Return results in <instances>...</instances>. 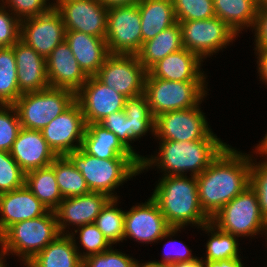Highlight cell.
<instances>
[{"label":"cell","instance_id":"1","mask_svg":"<svg viewBox=\"0 0 267 267\" xmlns=\"http://www.w3.org/2000/svg\"><path fill=\"white\" fill-rule=\"evenodd\" d=\"M235 149L228 144L196 176L200 205L210 218L250 185L251 155Z\"/></svg>","mask_w":267,"mask_h":267},{"label":"cell","instance_id":"2","mask_svg":"<svg viewBox=\"0 0 267 267\" xmlns=\"http://www.w3.org/2000/svg\"><path fill=\"white\" fill-rule=\"evenodd\" d=\"M228 144L221 139H203L190 142L180 141H159V151L144 157L140 162V173L151 167H157L163 176L181 175L189 176L200 175L221 153ZM187 172V173H186Z\"/></svg>","mask_w":267,"mask_h":267},{"label":"cell","instance_id":"3","mask_svg":"<svg viewBox=\"0 0 267 267\" xmlns=\"http://www.w3.org/2000/svg\"><path fill=\"white\" fill-rule=\"evenodd\" d=\"M188 177L163 176L151 195L172 228L194 225L199 229L211 219L200 205L196 176Z\"/></svg>","mask_w":267,"mask_h":267},{"label":"cell","instance_id":"4","mask_svg":"<svg viewBox=\"0 0 267 267\" xmlns=\"http://www.w3.org/2000/svg\"><path fill=\"white\" fill-rule=\"evenodd\" d=\"M66 156L81 172L91 192L106 194L111 199L119 198L114 194L119 186L140 174L138 159H99L88 155L81 148Z\"/></svg>","mask_w":267,"mask_h":267},{"label":"cell","instance_id":"5","mask_svg":"<svg viewBox=\"0 0 267 267\" xmlns=\"http://www.w3.org/2000/svg\"><path fill=\"white\" fill-rule=\"evenodd\" d=\"M60 234L55 211H49L40 217L8 227L0 235V250L7 256L12 254L21 257L20 261L25 266Z\"/></svg>","mask_w":267,"mask_h":267},{"label":"cell","instance_id":"6","mask_svg":"<svg viewBox=\"0 0 267 267\" xmlns=\"http://www.w3.org/2000/svg\"><path fill=\"white\" fill-rule=\"evenodd\" d=\"M210 222L237 237L267 236V221L261 214L257 193L250 185L211 217Z\"/></svg>","mask_w":267,"mask_h":267},{"label":"cell","instance_id":"7","mask_svg":"<svg viewBox=\"0 0 267 267\" xmlns=\"http://www.w3.org/2000/svg\"><path fill=\"white\" fill-rule=\"evenodd\" d=\"M206 83V81H169L153 78L147 72L144 94L155 118L162 113L185 110L201 104L207 96Z\"/></svg>","mask_w":267,"mask_h":267},{"label":"cell","instance_id":"8","mask_svg":"<svg viewBox=\"0 0 267 267\" xmlns=\"http://www.w3.org/2000/svg\"><path fill=\"white\" fill-rule=\"evenodd\" d=\"M75 101L74 92L49 86L41 91L23 93L13 105L22 128L42 130Z\"/></svg>","mask_w":267,"mask_h":267},{"label":"cell","instance_id":"9","mask_svg":"<svg viewBox=\"0 0 267 267\" xmlns=\"http://www.w3.org/2000/svg\"><path fill=\"white\" fill-rule=\"evenodd\" d=\"M198 106L162 113L155 117L154 137L158 140L190 142L220 139L209 128L205 113Z\"/></svg>","mask_w":267,"mask_h":267},{"label":"cell","instance_id":"10","mask_svg":"<svg viewBox=\"0 0 267 267\" xmlns=\"http://www.w3.org/2000/svg\"><path fill=\"white\" fill-rule=\"evenodd\" d=\"M177 22L182 30L183 47L202 60L226 48L237 38L236 32L219 17Z\"/></svg>","mask_w":267,"mask_h":267},{"label":"cell","instance_id":"11","mask_svg":"<svg viewBox=\"0 0 267 267\" xmlns=\"http://www.w3.org/2000/svg\"><path fill=\"white\" fill-rule=\"evenodd\" d=\"M105 40L110 54L136 55L139 52L142 33L137 4L108 8Z\"/></svg>","mask_w":267,"mask_h":267},{"label":"cell","instance_id":"12","mask_svg":"<svg viewBox=\"0 0 267 267\" xmlns=\"http://www.w3.org/2000/svg\"><path fill=\"white\" fill-rule=\"evenodd\" d=\"M183 228L168 225L157 202L150 197L147 202L136 204L125 211L124 240L132 238L139 243L151 244L172 238Z\"/></svg>","mask_w":267,"mask_h":267},{"label":"cell","instance_id":"13","mask_svg":"<svg viewBox=\"0 0 267 267\" xmlns=\"http://www.w3.org/2000/svg\"><path fill=\"white\" fill-rule=\"evenodd\" d=\"M147 70L136 55L110 54L95 77L126 98L144 93Z\"/></svg>","mask_w":267,"mask_h":267},{"label":"cell","instance_id":"14","mask_svg":"<svg viewBox=\"0 0 267 267\" xmlns=\"http://www.w3.org/2000/svg\"><path fill=\"white\" fill-rule=\"evenodd\" d=\"M86 123L80 104L75 101L42 130V135L57 156L81 148Z\"/></svg>","mask_w":267,"mask_h":267},{"label":"cell","instance_id":"15","mask_svg":"<svg viewBox=\"0 0 267 267\" xmlns=\"http://www.w3.org/2000/svg\"><path fill=\"white\" fill-rule=\"evenodd\" d=\"M65 32L61 14L52 7L42 15L22 20L20 39L47 58L65 40Z\"/></svg>","mask_w":267,"mask_h":267},{"label":"cell","instance_id":"16","mask_svg":"<svg viewBox=\"0 0 267 267\" xmlns=\"http://www.w3.org/2000/svg\"><path fill=\"white\" fill-rule=\"evenodd\" d=\"M55 9L61 14L66 31L105 38L108 9L99 0L66 1Z\"/></svg>","mask_w":267,"mask_h":267},{"label":"cell","instance_id":"17","mask_svg":"<svg viewBox=\"0 0 267 267\" xmlns=\"http://www.w3.org/2000/svg\"><path fill=\"white\" fill-rule=\"evenodd\" d=\"M126 97L115 92L95 76H89L76 93L86 124L99 123L111 113L124 110Z\"/></svg>","mask_w":267,"mask_h":267},{"label":"cell","instance_id":"18","mask_svg":"<svg viewBox=\"0 0 267 267\" xmlns=\"http://www.w3.org/2000/svg\"><path fill=\"white\" fill-rule=\"evenodd\" d=\"M110 199L106 194L97 192L63 198L55 210L60 233L70 234L69 230H67L70 225L78 228L94 223L101 209Z\"/></svg>","mask_w":267,"mask_h":267},{"label":"cell","instance_id":"19","mask_svg":"<svg viewBox=\"0 0 267 267\" xmlns=\"http://www.w3.org/2000/svg\"><path fill=\"white\" fill-rule=\"evenodd\" d=\"M46 65L50 87L68 89L76 94L88 79L65 40L46 58Z\"/></svg>","mask_w":267,"mask_h":267},{"label":"cell","instance_id":"20","mask_svg":"<svg viewBox=\"0 0 267 267\" xmlns=\"http://www.w3.org/2000/svg\"><path fill=\"white\" fill-rule=\"evenodd\" d=\"M49 209L26 187L0 194V235L14 223L45 215Z\"/></svg>","mask_w":267,"mask_h":267},{"label":"cell","instance_id":"21","mask_svg":"<svg viewBox=\"0 0 267 267\" xmlns=\"http://www.w3.org/2000/svg\"><path fill=\"white\" fill-rule=\"evenodd\" d=\"M10 154L25 173L47 167L57 157L44 139L41 130L25 128L19 131Z\"/></svg>","mask_w":267,"mask_h":267},{"label":"cell","instance_id":"22","mask_svg":"<svg viewBox=\"0 0 267 267\" xmlns=\"http://www.w3.org/2000/svg\"><path fill=\"white\" fill-rule=\"evenodd\" d=\"M21 94L49 87L46 58L19 39L13 46Z\"/></svg>","mask_w":267,"mask_h":267},{"label":"cell","instance_id":"23","mask_svg":"<svg viewBox=\"0 0 267 267\" xmlns=\"http://www.w3.org/2000/svg\"><path fill=\"white\" fill-rule=\"evenodd\" d=\"M202 62L197 54L183 48L167 55L147 72L153 78L169 81H206L207 76L201 70Z\"/></svg>","mask_w":267,"mask_h":267},{"label":"cell","instance_id":"24","mask_svg":"<svg viewBox=\"0 0 267 267\" xmlns=\"http://www.w3.org/2000/svg\"><path fill=\"white\" fill-rule=\"evenodd\" d=\"M65 41L70 46L80 68L89 76H95L110 55L105 38L79 31H66Z\"/></svg>","mask_w":267,"mask_h":267},{"label":"cell","instance_id":"25","mask_svg":"<svg viewBox=\"0 0 267 267\" xmlns=\"http://www.w3.org/2000/svg\"><path fill=\"white\" fill-rule=\"evenodd\" d=\"M81 149L99 159H137L113 132L99 123L86 124Z\"/></svg>","mask_w":267,"mask_h":267},{"label":"cell","instance_id":"26","mask_svg":"<svg viewBox=\"0 0 267 267\" xmlns=\"http://www.w3.org/2000/svg\"><path fill=\"white\" fill-rule=\"evenodd\" d=\"M142 43L177 23L172 0H139Z\"/></svg>","mask_w":267,"mask_h":267},{"label":"cell","instance_id":"27","mask_svg":"<svg viewBox=\"0 0 267 267\" xmlns=\"http://www.w3.org/2000/svg\"><path fill=\"white\" fill-rule=\"evenodd\" d=\"M25 267H82V259L70 234H60Z\"/></svg>","mask_w":267,"mask_h":267},{"label":"cell","instance_id":"28","mask_svg":"<svg viewBox=\"0 0 267 267\" xmlns=\"http://www.w3.org/2000/svg\"><path fill=\"white\" fill-rule=\"evenodd\" d=\"M182 30L179 22L161 31L154 38L142 43L136 54L138 60L148 71L154 64L167 55L183 49Z\"/></svg>","mask_w":267,"mask_h":267},{"label":"cell","instance_id":"29","mask_svg":"<svg viewBox=\"0 0 267 267\" xmlns=\"http://www.w3.org/2000/svg\"><path fill=\"white\" fill-rule=\"evenodd\" d=\"M215 17H219L239 36L243 29L253 30L256 23L257 0H213Z\"/></svg>","mask_w":267,"mask_h":267},{"label":"cell","instance_id":"30","mask_svg":"<svg viewBox=\"0 0 267 267\" xmlns=\"http://www.w3.org/2000/svg\"><path fill=\"white\" fill-rule=\"evenodd\" d=\"M25 185L49 211H55L63 200L52 165L27 172Z\"/></svg>","mask_w":267,"mask_h":267},{"label":"cell","instance_id":"31","mask_svg":"<svg viewBox=\"0 0 267 267\" xmlns=\"http://www.w3.org/2000/svg\"><path fill=\"white\" fill-rule=\"evenodd\" d=\"M51 165L54 167L57 185L63 198L91 192L81 172L66 155L57 156Z\"/></svg>","mask_w":267,"mask_h":267},{"label":"cell","instance_id":"32","mask_svg":"<svg viewBox=\"0 0 267 267\" xmlns=\"http://www.w3.org/2000/svg\"><path fill=\"white\" fill-rule=\"evenodd\" d=\"M203 231L210 233L206 243V256L203 261H221L240 257L239 240L237 236L219 230L213 223L209 222L202 227Z\"/></svg>","mask_w":267,"mask_h":267},{"label":"cell","instance_id":"33","mask_svg":"<svg viewBox=\"0 0 267 267\" xmlns=\"http://www.w3.org/2000/svg\"><path fill=\"white\" fill-rule=\"evenodd\" d=\"M17 66L12 47L0 49V105H13L22 95L17 82Z\"/></svg>","mask_w":267,"mask_h":267},{"label":"cell","instance_id":"34","mask_svg":"<svg viewBox=\"0 0 267 267\" xmlns=\"http://www.w3.org/2000/svg\"><path fill=\"white\" fill-rule=\"evenodd\" d=\"M118 200L110 199L94 222L112 245L124 240L125 211L118 209Z\"/></svg>","mask_w":267,"mask_h":267},{"label":"cell","instance_id":"35","mask_svg":"<svg viewBox=\"0 0 267 267\" xmlns=\"http://www.w3.org/2000/svg\"><path fill=\"white\" fill-rule=\"evenodd\" d=\"M124 111L129 118L131 130L139 137L146 135L148 131L154 135L155 118L145 94L129 97L125 100Z\"/></svg>","mask_w":267,"mask_h":267},{"label":"cell","instance_id":"36","mask_svg":"<svg viewBox=\"0 0 267 267\" xmlns=\"http://www.w3.org/2000/svg\"><path fill=\"white\" fill-rule=\"evenodd\" d=\"M70 235L74 240L75 247L79 253L81 259H84L88 256L102 253L103 251L108 250L112 247V244L106 239L104 234L97 228L95 223L86 224L74 229V232L71 230ZM79 233V234H78ZM78 234L79 243L81 244L79 247L76 242V235ZM84 248L83 253L79 250L80 247Z\"/></svg>","mask_w":267,"mask_h":267},{"label":"cell","instance_id":"37","mask_svg":"<svg viewBox=\"0 0 267 267\" xmlns=\"http://www.w3.org/2000/svg\"><path fill=\"white\" fill-rule=\"evenodd\" d=\"M105 129L113 132L121 144L132 153L140 162L144 159V156L136 153L134 147L131 146L132 141L138 140L139 137L131 130L129 118H127L124 110L111 113L106 116L101 122H99Z\"/></svg>","mask_w":267,"mask_h":267},{"label":"cell","instance_id":"38","mask_svg":"<svg viewBox=\"0 0 267 267\" xmlns=\"http://www.w3.org/2000/svg\"><path fill=\"white\" fill-rule=\"evenodd\" d=\"M172 2L177 21L215 17L213 0H172Z\"/></svg>","mask_w":267,"mask_h":267},{"label":"cell","instance_id":"39","mask_svg":"<svg viewBox=\"0 0 267 267\" xmlns=\"http://www.w3.org/2000/svg\"><path fill=\"white\" fill-rule=\"evenodd\" d=\"M21 128L15 106L0 105V151H11Z\"/></svg>","mask_w":267,"mask_h":267},{"label":"cell","instance_id":"40","mask_svg":"<svg viewBox=\"0 0 267 267\" xmlns=\"http://www.w3.org/2000/svg\"><path fill=\"white\" fill-rule=\"evenodd\" d=\"M25 174L10 152L0 151V194L24 186Z\"/></svg>","mask_w":267,"mask_h":267},{"label":"cell","instance_id":"41","mask_svg":"<svg viewBox=\"0 0 267 267\" xmlns=\"http://www.w3.org/2000/svg\"><path fill=\"white\" fill-rule=\"evenodd\" d=\"M137 260L112 247L82 259V267H135Z\"/></svg>","mask_w":267,"mask_h":267},{"label":"cell","instance_id":"42","mask_svg":"<svg viewBox=\"0 0 267 267\" xmlns=\"http://www.w3.org/2000/svg\"><path fill=\"white\" fill-rule=\"evenodd\" d=\"M251 155L250 186L257 193L261 214L267 221V156L263 155L265 160L257 163Z\"/></svg>","mask_w":267,"mask_h":267},{"label":"cell","instance_id":"43","mask_svg":"<svg viewBox=\"0 0 267 267\" xmlns=\"http://www.w3.org/2000/svg\"><path fill=\"white\" fill-rule=\"evenodd\" d=\"M0 4L9 9L20 21L42 15L52 8L49 0H0Z\"/></svg>","mask_w":267,"mask_h":267},{"label":"cell","instance_id":"44","mask_svg":"<svg viewBox=\"0 0 267 267\" xmlns=\"http://www.w3.org/2000/svg\"><path fill=\"white\" fill-rule=\"evenodd\" d=\"M21 21L0 4V49L12 47L19 39Z\"/></svg>","mask_w":267,"mask_h":267},{"label":"cell","instance_id":"45","mask_svg":"<svg viewBox=\"0 0 267 267\" xmlns=\"http://www.w3.org/2000/svg\"><path fill=\"white\" fill-rule=\"evenodd\" d=\"M168 245L170 246V248H172L171 250H169L170 248L169 249L167 248ZM164 250L165 251L168 250V252L167 251L163 252L164 253L162 256L163 259L160 261L157 260L155 262L170 265L179 262H189L198 258L192 255L191 249H189L184 243L177 241L176 239L175 240L170 239L166 244H164Z\"/></svg>","mask_w":267,"mask_h":267},{"label":"cell","instance_id":"46","mask_svg":"<svg viewBox=\"0 0 267 267\" xmlns=\"http://www.w3.org/2000/svg\"><path fill=\"white\" fill-rule=\"evenodd\" d=\"M254 31V49H267V8H258Z\"/></svg>","mask_w":267,"mask_h":267},{"label":"cell","instance_id":"47","mask_svg":"<svg viewBox=\"0 0 267 267\" xmlns=\"http://www.w3.org/2000/svg\"><path fill=\"white\" fill-rule=\"evenodd\" d=\"M257 58V68L260 81L267 86V49H254ZM258 56V57H257Z\"/></svg>","mask_w":267,"mask_h":267},{"label":"cell","instance_id":"48","mask_svg":"<svg viewBox=\"0 0 267 267\" xmlns=\"http://www.w3.org/2000/svg\"><path fill=\"white\" fill-rule=\"evenodd\" d=\"M205 267H243L241 257L221 261H203Z\"/></svg>","mask_w":267,"mask_h":267},{"label":"cell","instance_id":"49","mask_svg":"<svg viewBox=\"0 0 267 267\" xmlns=\"http://www.w3.org/2000/svg\"><path fill=\"white\" fill-rule=\"evenodd\" d=\"M107 9L116 6H128L137 4L139 0H99Z\"/></svg>","mask_w":267,"mask_h":267},{"label":"cell","instance_id":"50","mask_svg":"<svg viewBox=\"0 0 267 267\" xmlns=\"http://www.w3.org/2000/svg\"><path fill=\"white\" fill-rule=\"evenodd\" d=\"M203 257L197 258L193 261L189 262H179V263H173L170 264V267H205V264L203 262Z\"/></svg>","mask_w":267,"mask_h":267},{"label":"cell","instance_id":"51","mask_svg":"<svg viewBox=\"0 0 267 267\" xmlns=\"http://www.w3.org/2000/svg\"><path fill=\"white\" fill-rule=\"evenodd\" d=\"M255 148L256 149L254 152L256 153L257 157V153L261 155L260 157H262L263 155L267 156V132L265 134V137H263V140H261V142H259V144Z\"/></svg>","mask_w":267,"mask_h":267},{"label":"cell","instance_id":"52","mask_svg":"<svg viewBox=\"0 0 267 267\" xmlns=\"http://www.w3.org/2000/svg\"><path fill=\"white\" fill-rule=\"evenodd\" d=\"M135 267H170L168 264L163 263H157L155 260L148 261L145 263H140V261L137 260Z\"/></svg>","mask_w":267,"mask_h":267},{"label":"cell","instance_id":"53","mask_svg":"<svg viewBox=\"0 0 267 267\" xmlns=\"http://www.w3.org/2000/svg\"><path fill=\"white\" fill-rule=\"evenodd\" d=\"M7 256V254L3 251L0 250V267H7V264H5L6 260L5 257Z\"/></svg>","mask_w":267,"mask_h":267},{"label":"cell","instance_id":"54","mask_svg":"<svg viewBox=\"0 0 267 267\" xmlns=\"http://www.w3.org/2000/svg\"><path fill=\"white\" fill-rule=\"evenodd\" d=\"M258 8H267V0H258Z\"/></svg>","mask_w":267,"mask_h":267},{"label":"cell","instance_id":"55","mask_svg":"<svg viewBox=\"0 0 267 267\" xmlns=\"http://www.w3.org/2000/svg\"><path fill=\"white\" fill-rule=\"evenodd\" d=\"M54 1H56V2H54L53 4H52V7L53 8H56L60 3H62V2H66V1H73V0H54Z\"/></svg>","mask_w":267,"mask_h":267}]
</instances>
